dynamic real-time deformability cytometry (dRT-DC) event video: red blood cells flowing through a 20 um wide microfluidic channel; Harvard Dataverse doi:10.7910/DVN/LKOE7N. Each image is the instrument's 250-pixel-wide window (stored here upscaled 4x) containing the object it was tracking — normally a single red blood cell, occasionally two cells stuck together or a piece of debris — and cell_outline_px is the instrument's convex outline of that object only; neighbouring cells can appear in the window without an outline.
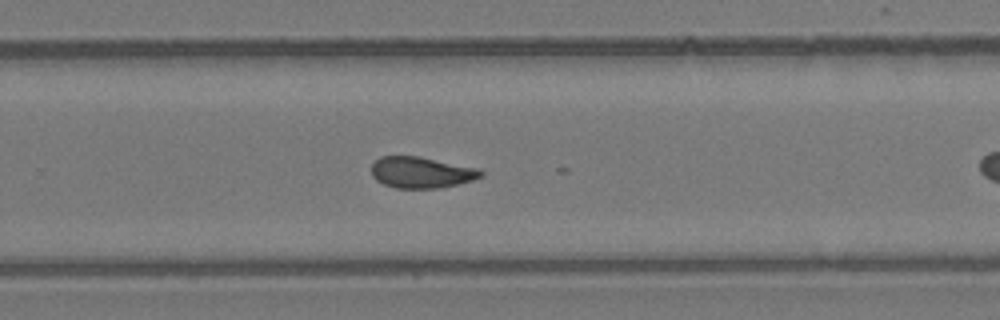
{"species": "common noctule bat (a hibernating species)", "species_latin": "Nyctalus noctula", "temperature_condition": "room temperature", "stored_images_in_passage": 27, "camera_frame_rate_fps": 3000, "um_per_image_px": 0.085, "animal": {"sex": "female", "body_mass_g": 24.6, "forearm_length_mm": 56.2}, "frame": {"image": 1, "passage_image": 20, "time_ms": 6.333, "image_size_px": [1000, 320], "cell_outline_px": [[484, 176], [472, 180], [440, 188], [396, 188], [384, 184], [376, 180], [372, 176], [372, 164], [380, 156], [420, 156], [480, 168], [484, 172]], "centroid_in_image_um": [35.84, 14.65], "position_along_channel_um": 294.0, "area_um2": 20.06}}